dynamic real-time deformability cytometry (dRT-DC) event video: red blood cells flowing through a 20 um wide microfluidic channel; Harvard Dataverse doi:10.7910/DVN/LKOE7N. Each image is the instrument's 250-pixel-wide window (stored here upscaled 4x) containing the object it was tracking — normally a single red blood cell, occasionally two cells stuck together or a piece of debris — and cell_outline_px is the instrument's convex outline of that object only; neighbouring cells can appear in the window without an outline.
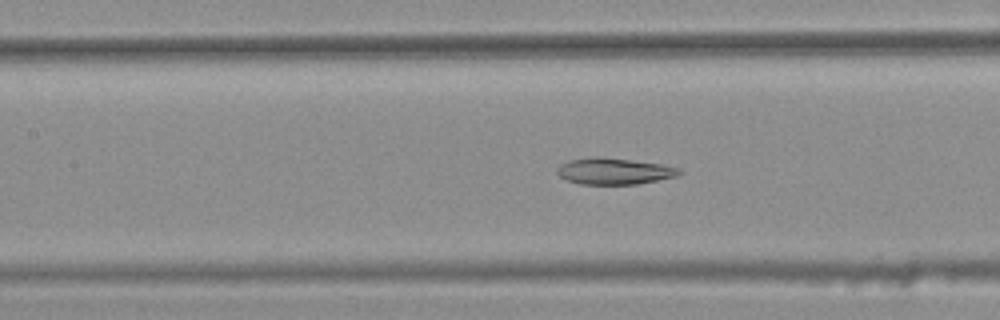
{"species": "common noctule bat (a hibernating species)", "species_latin": "Nyctalus noctula", "temperature_condition": "warm", "stored_images_in_passage": 25, "camera_frame_rate_fps": 3000, "um_per_image_px": 0.085, "animal": {"sex": "female", "body_mass_g": 25.1}, "frame": {"image": 1, "passage_image": 24, "time_ms": 7.667, "image_size_px": [1000, 320], "cell_outline_px": [[684, 172], [676, 176], [636, 184], [580, 184], [568, 180], [560, 176], [556, 172], [556, 168], [560, 164], [568, 160], [592, 156], [600, 156], [660, 164], [680, 168]], "centroid_in_image_um": [52.16, 14.54], "position_along_channel_um": 155.2, "area_um2": 18.79}}